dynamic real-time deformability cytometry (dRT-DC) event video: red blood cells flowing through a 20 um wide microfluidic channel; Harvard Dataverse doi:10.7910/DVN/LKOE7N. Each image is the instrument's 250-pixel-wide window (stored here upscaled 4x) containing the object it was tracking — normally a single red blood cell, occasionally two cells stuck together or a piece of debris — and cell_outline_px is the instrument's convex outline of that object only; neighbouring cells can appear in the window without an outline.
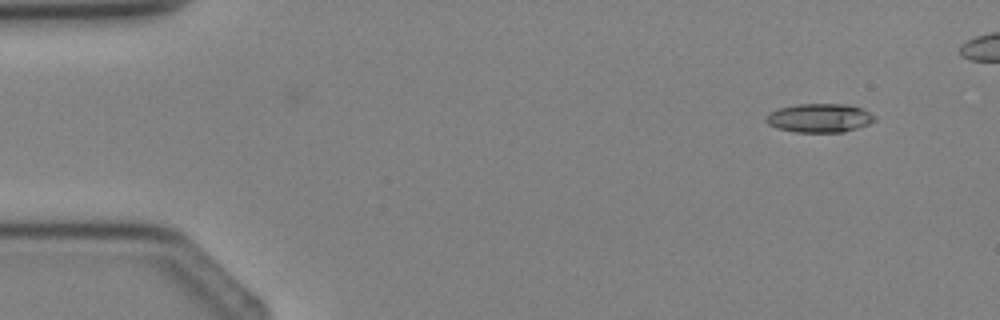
{"species": "Egyptian fruit bat (a non-hibernating species)", "species_latin": "Rousettus aegyptiacus", "temperature_condition": "cold", "stored_images_in_passage": 5, "camera_frame_rate_fps": 3000, "um_per_image_px": 0.085, "animal": {"sex": "female"}, "frame": {"image": 1, "passage_image": 2, "time_ms": 1.0, "image_size_px": [1000, 320], "cell_outline_px": [[876, 120], [868, 124], [844, 132], [796, 132], [776, 128], [768, 124], [764, 120], [764, 116], [780, 108], [796, 104], [848, 104], [864, 108], [876, 116]], "centroid_in_image_um": [69.68, 10.02], "position_along_channel_um": 15.3, "area_um2": 18.38}}